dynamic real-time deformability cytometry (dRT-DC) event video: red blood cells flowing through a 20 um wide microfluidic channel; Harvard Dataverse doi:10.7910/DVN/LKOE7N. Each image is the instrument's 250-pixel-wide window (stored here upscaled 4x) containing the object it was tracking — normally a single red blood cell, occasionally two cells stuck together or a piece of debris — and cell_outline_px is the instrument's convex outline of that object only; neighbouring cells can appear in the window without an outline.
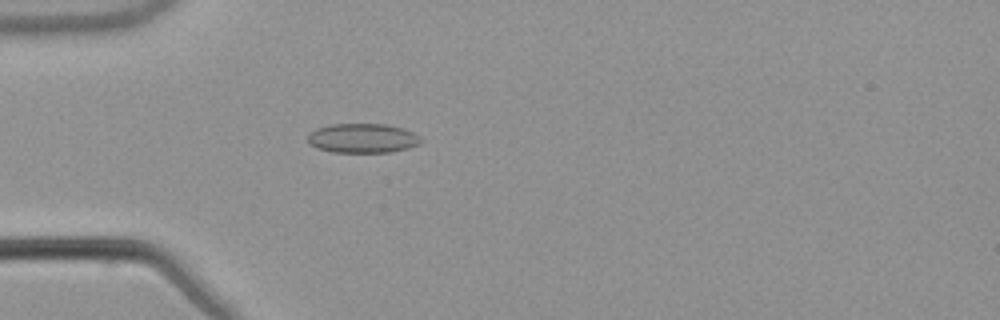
{"species": "common noctule bat (a hibernating species)", "species_latin": "Nyctalus noctula", "temperature_condition": "warm", "stored_images_in_passage": 53, "camera_frame_rate_fps": 3000, "um_per_image_px": 0.085, "animal": {"sex": "male", "body_mass_g": 21.5, "forearm_length_mm": 52.0}, "frame": {"image": 1, "passage_image": 16, "time_ms": 5.0, "image_size_px": [1000, 320], "cell_outline_px": [[424, 140], [420, 144], [408, 148], [388, 152], [332, 152], [316, 148], [308, 144], [308, 136], [316, 128], [328, 124], [384, 124], [400, 128], [412, 132], [420, 136]], "centroid_in_image_um": [30.81, 11.75], "position_along_channel_um": 54.2, "area_um2": 19.42}}
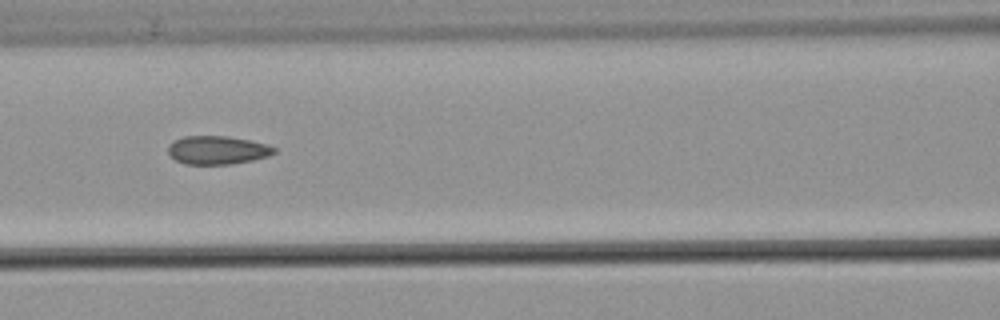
{"frame": {"image": 2, "passage_image": 24, "time_ms": 7.667, "image_size_px": [1000, 320], "cell_outline_px": [[276, 152], [268, 156], [252, 160], [232, 164], [184, 164], [176, 160], [168, 152], [168, 144], [184, 136], [228, 136], [268, 144], [276, 148]], "centroid_in_image_um": [18.49, 12.76], "position_along_channel_um": 148.1, "area_um2": 17.51}}
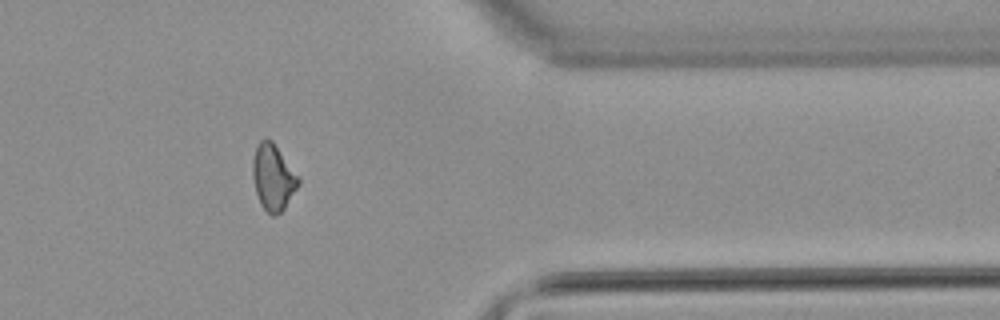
{"frame": {"image": 3, "passage_image": 44, "time_ms": 14.333, "image_size_px": [1000, 320], "cell_outline_px": [[300, 184], [284, 208], [276, 216], [272, 216], [260, 204], [256, 192], [252, 176], [252, 160], [256, 148], [260, 140], [272, 140], [300, 176]], "centroid_in_image_um": [23.23, 15.07], "position_along_channel_um": 388.2, "area_um2": 17.69}, "authors_computed_cell_mechanics": {"area_um2": 18.0336, "velocity_mm_per_s": 3.841, "shape_relaxation_time_tau1_ms": null, "shape_relaxation_time_tau2_ms": 2.0256, "deformation_change_tau1": null, "deformation_change_tau2": 0.0701}}